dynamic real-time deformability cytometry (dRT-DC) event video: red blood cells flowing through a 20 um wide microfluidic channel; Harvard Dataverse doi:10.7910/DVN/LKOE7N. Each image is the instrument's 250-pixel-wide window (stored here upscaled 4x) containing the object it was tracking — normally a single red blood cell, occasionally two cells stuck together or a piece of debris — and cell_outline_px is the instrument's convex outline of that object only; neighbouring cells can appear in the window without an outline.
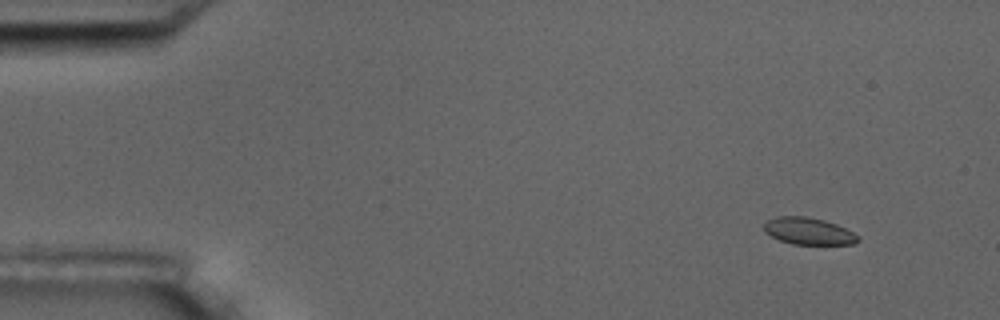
{"species": "common noctule bat (a hibernating species)", "species_latin": "Nyctalus noctula", "temperature_condition": "room temperature", "stored_images_in_passage": 4, "camera_frame_rate_fps": 3000, "um_per_image_px": 0.085, "animal": {"sex": "male", "body_mass_g": 17.5, "forearm_length_mm": 52.3}, "frame": {"image": 1, "passage_image": 1, "time_ms": 0.0, "image_size_px": [1000, 320], "cell_outline_px": [[860, 240], [856, 244], [792, 244], [780, 240], [764, 232], [764, 224], [768, 220], [776, 216], [808, 216], [824, 220], [836, 224], [860, 236]], "centroid_in_image_um": [68.73, 19.64], "position_along_channel_um": 16.3, "area_um2": 14.8}}
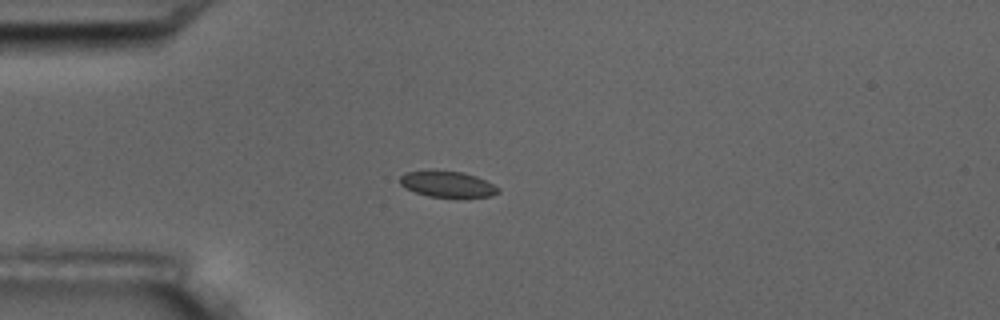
{"frame": {"image": 2, "passage_image": 3, "time_ms": 3.333, "image_size_px": [1000, 320], "cell_outline_px": [[500, 192], [492, 196], [428, 196], [404, 188], [400, 184], [400, 176], [408, 172], [432, 168], [464, 172], [476, 176], [500, 188]], "centroid_in_image_um": [37.99, 15.6], "position_along_channel_um": 47.0, "area_um2": 15.03}}